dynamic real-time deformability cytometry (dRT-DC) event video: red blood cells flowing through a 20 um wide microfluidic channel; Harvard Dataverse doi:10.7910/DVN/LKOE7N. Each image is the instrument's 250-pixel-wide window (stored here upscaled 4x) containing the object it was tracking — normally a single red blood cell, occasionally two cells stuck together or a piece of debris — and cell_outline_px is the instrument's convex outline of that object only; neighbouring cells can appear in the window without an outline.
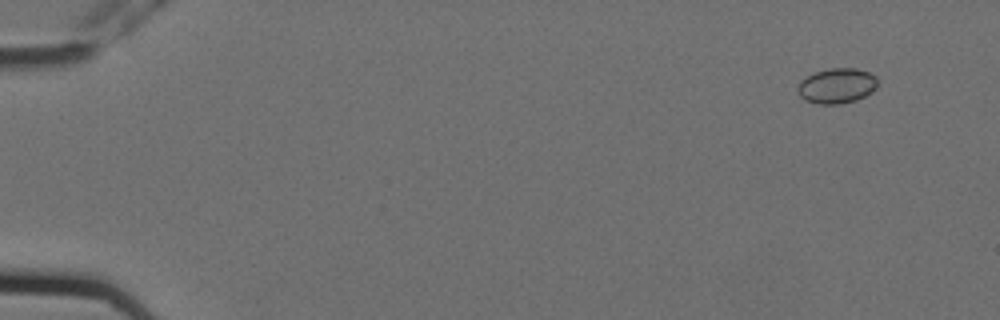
{"species": "Egyptian fruit bat (a non-hibernating species)", "species_latin": "Rousettus aegyptiacus", "temperature_condition": "cold", "stored_images_in_passage": 6, "camera_frame_rate_fps": 3000, "um_per_image_px": 0.085, "animal": {"sex": "female"}, "frame": {"image": 1, "passage_image": 2, "time_ms": 0.333, "image_size_px": [1000, 320], "cell_outline_px": [[876, 88], [872, 92], [856, 100], [840, 104], [816, 104], [804, 100], [800, 96], [796, 88], [800, 80], [816, 72], [828, 68], [856, 68], [868, 72], [876, 76]], "centroid_in_image_um": [71.1, 7.3], "position_along_channel_um": 13.9, "area_um2": 16.47}}
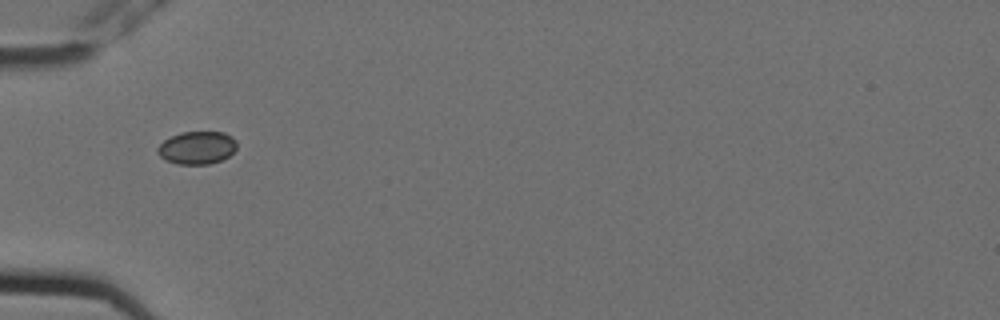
{"frame": {"image": 2, "passage_image": 6, "time_ms": 1.667, "image_size_px": [1000, 320], "cell_outline_px": [[236, 148], [228, 156], [220, 160], [208, 164], [176, 164], [164, 160], [156, 152], [156, 148], [164, 140], [180, 132], [224, 132], [232, 136], [236, 140]], "centroid_in_image_um": [16.72, 12.55], "position_along_channel_um": 68.3, "area_um2": 15.2}}